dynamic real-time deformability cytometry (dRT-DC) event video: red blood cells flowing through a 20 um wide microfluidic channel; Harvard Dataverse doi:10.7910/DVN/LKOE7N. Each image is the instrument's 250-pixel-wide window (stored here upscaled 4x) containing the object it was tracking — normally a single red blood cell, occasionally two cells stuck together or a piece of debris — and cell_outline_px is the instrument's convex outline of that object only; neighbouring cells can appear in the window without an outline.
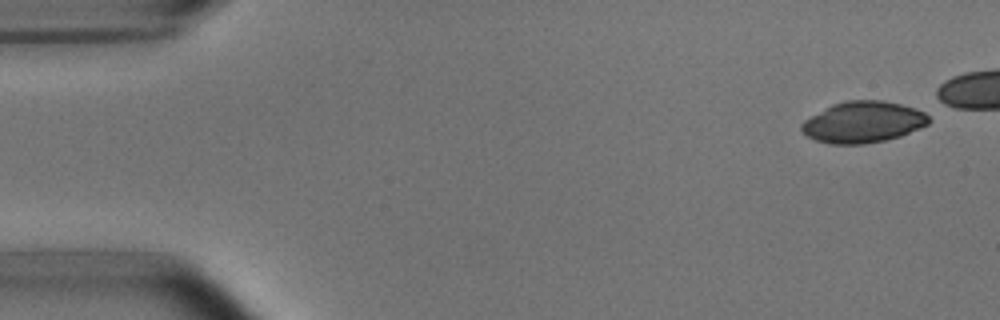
{"species": "common noctule bat (a hibernating species)", "species_latin": "Nyctalus noctula", "temperature_condition": "room temperature", "stored_images_in_passage": 6, "camera_frame_rate_fps": 3000, "um_per_image_px": 0.085, "animal": {"sex": "male", "body_mass_g": 15.6}, "frame": {"image": 1, "passage_image": 1, "time_ms": 0.0, "image_size_px": [1000, 320], "cell_outline_px": [[932, 120], [928, 124], [920, 128], [900, 136], [884, 140], [864, 144], [828, 144], [816, 140], [808, 136], [800, 128], [800, 124], [804, 120], [832, 104], [848, 100], [884, 100], [916, 108], [924, 112]], "centroid_in_image_um": [73.37, 10.37], "position_along_channel_um": 11.6, "area_um2": 30.63}}
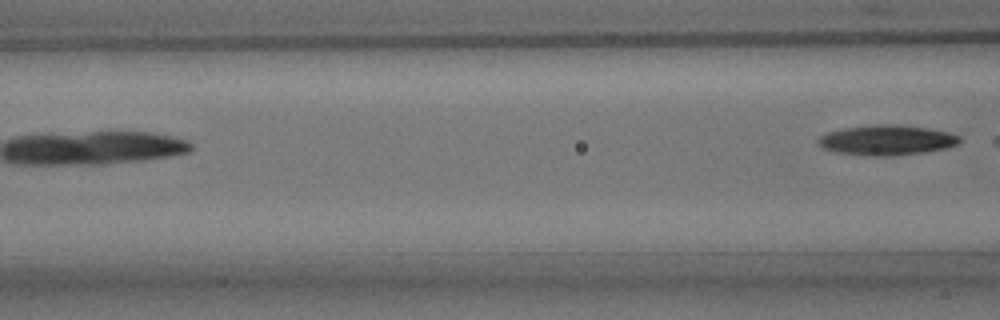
{"frame": {"image": 2, "passage_image": 6, "time_ms": 7.0, "image_size_px": [1000, 320], "cell_outline_px": [[960, 140], [956, 144], [948, 148], [924, 152], [892, 156], [868, 156], [836, 152], [824, 148], [816, 144], [816, 140], [820, 136], [828, 132], [844, 128], [876, 124], [896, 124], [928, 128], [948, 132], [960, 136]], "centroid_in_image_um": [75.35, 11.91], "position_along_channel_um": 91.2, "area_um2": 24.91}}